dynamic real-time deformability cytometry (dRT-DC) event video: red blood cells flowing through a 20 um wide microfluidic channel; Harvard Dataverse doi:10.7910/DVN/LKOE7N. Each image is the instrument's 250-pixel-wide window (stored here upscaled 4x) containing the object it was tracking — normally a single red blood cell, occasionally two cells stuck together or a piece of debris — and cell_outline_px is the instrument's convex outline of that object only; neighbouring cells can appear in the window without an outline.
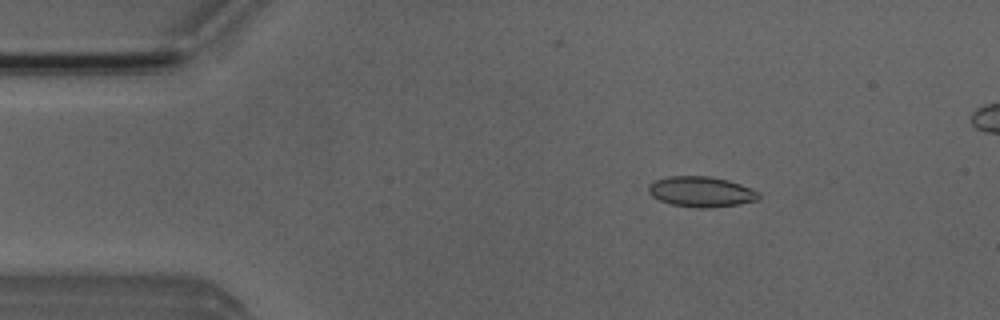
{"species": "Egyptian fruit bat (a non-hibernating species)", "species_latin": "Rousettus aegyptiacus", "temperature_condition": "room temperature", "stored_images_in_passage": 5, "camera_frame_rate_fps": 3000, "um_per_image_px": 0.085, "animal": {"sex": "male"}, "frame": {"image": 1, "passage_image": 2, "time_ms": 1.0, "image_size_px": [1000, 320], "cell_outline_px": [[760, 200], [736, 204], [708, 208], [696, 208], [672, 204], [660, 200], [652, 196], [648, 192], [648, 184], [656, 180], [668, 176], [708, 176], [728, 180], [752, 188], [760, 192]], "centroid_in_image_um": [59.61, 16.29], "position_along_channel_um": 25.4, "area_um2": 19.59}}